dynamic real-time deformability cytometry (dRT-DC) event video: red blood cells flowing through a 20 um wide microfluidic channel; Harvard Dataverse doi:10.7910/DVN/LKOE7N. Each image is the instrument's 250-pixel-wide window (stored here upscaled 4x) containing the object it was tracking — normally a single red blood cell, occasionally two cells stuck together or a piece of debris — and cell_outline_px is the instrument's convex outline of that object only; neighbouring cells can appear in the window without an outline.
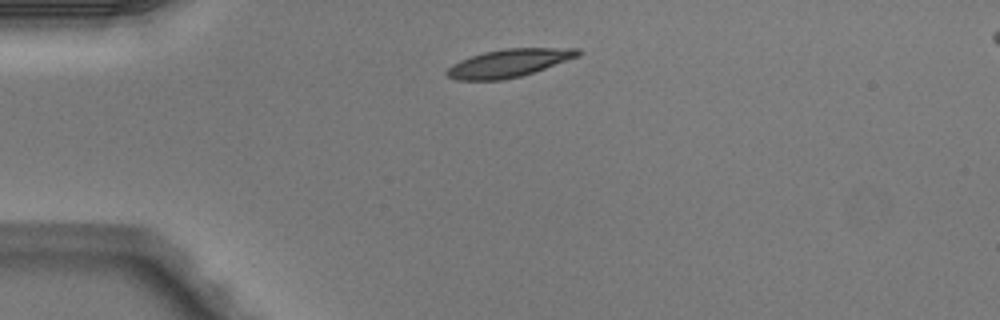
{"species": "Egyptian fruit bat (a non-hibernating species)", "species_latin": "Rousettus aegyptiacus", "temperature_condition": "warm", "stored_images_in_passage": 38, "camera_frame_rate_fps": 3000, "um_per_image_px": 0.085, "animal": {"sex": "male"}, "frame": {"image": 1, "passage_image": 1, "time_ms": 0.0, "image_size_px": [1000, 320], "cell_outline_px": [[584, 52], [580, 56], [520, 76], [500, 80], [456, 80], [448, 76], [444, 72], [452, 64], [460, 60], [484, 52], [504, 48], [580, 48]], "centroid_in_image_um": [43.27, 5.35], "position_along_channel_um": 41.7, "area_um2": 21.27}}
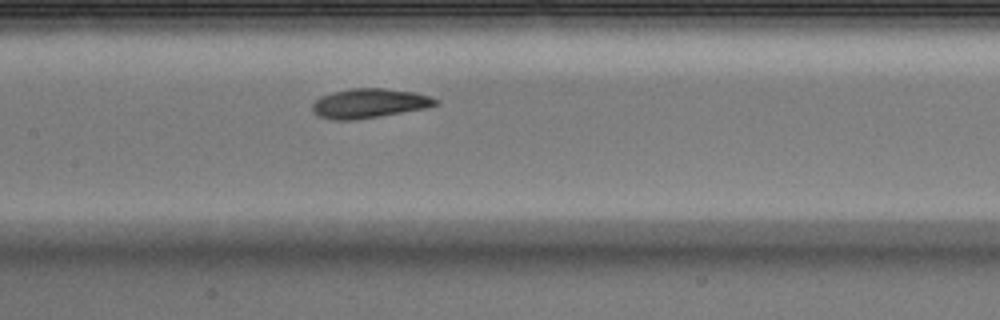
{"frame": {"image": 2, "passage_image": 13, "time_ms": 4.0, "image_size_px": [1000, 320], "cell_outline_px": [[440, 104], [428, 108], [356, 120], [332, 120], [320, 116], [312, 108], [312, 104], [320, 96], [332, 92], [352, 88], [384, 88], [416, 92], [440, 100]], "centroid_in_image_um": [31.44, 8.78], "position_along_channel_um": 176.0, "area_um2": 21.27}}
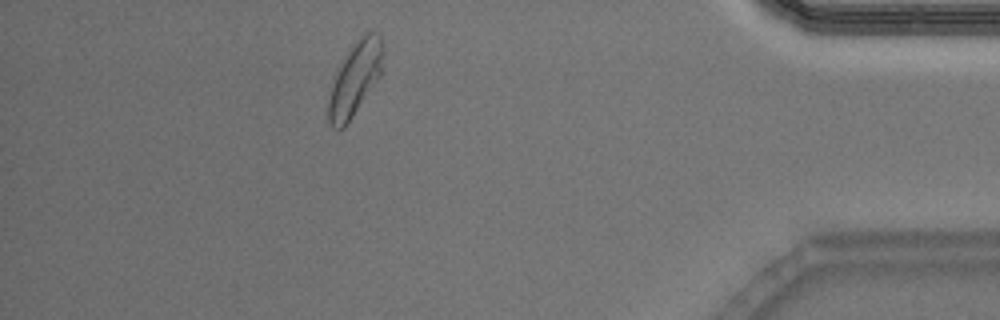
{"frame": {"image": 3, "passage_image": 33, "time_ms": 10.667, "image_size_px": [1000, 320], "cell_outline_px": [[384, 52], [380, 76], [344, 128], [332, 128], [328, 120], [328, 100], [332, 84], [352, 44], [356, 40], [368, 32], [372, 32], [380, 36], [384, 44]], "centroid_in_image_um": [30.2, 6.69], "position_along_channel_um": 405.0, "area_um2": 22.77}, "authors_computed_cell_mechanics": {"area_um2": 21.2704, "velocity_mm_per_s": 4.0743, "shape_relaxation_time_tau1_ms": 2.8729, "shape_relaxation_time_tau2_ms": 2.1826, "deformation_change_tau1": 0.1474, "deformation_change_tau2": 0.0913}}